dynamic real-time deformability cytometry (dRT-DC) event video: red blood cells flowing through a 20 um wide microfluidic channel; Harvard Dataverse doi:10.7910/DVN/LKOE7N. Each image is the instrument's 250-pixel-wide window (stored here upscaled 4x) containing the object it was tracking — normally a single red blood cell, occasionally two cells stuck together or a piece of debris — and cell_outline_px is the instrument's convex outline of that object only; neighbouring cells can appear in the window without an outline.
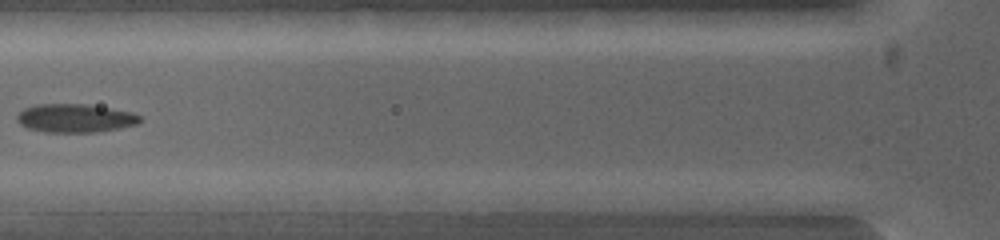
{"species": "common noctule bat (a hibernating species)", "species_latin": "Nyctalus noctula", "temperature_condition": "warm", "stored_images_in_passage": 4, "camera_frame_rate_fps": 5000, "um_per_image_px": 0.085, "animal": {"sex": "female", "body_mass_g": 19.0, "forearm_length_mm": 53.3}, "frame": {"image": 1, "passage_image": 4, "time_ms": 2.0, "image_size_px": [1000, 240], "cell_outline_px": [[784, 216], [776, 220], [652, 208], [640, 200], [760, 192], [768, 192], [784, 200]], "centroid_in_image_um": [61.75, 17.42], "position_along_channel_um": 64.1, "area_um2": 18.32}}